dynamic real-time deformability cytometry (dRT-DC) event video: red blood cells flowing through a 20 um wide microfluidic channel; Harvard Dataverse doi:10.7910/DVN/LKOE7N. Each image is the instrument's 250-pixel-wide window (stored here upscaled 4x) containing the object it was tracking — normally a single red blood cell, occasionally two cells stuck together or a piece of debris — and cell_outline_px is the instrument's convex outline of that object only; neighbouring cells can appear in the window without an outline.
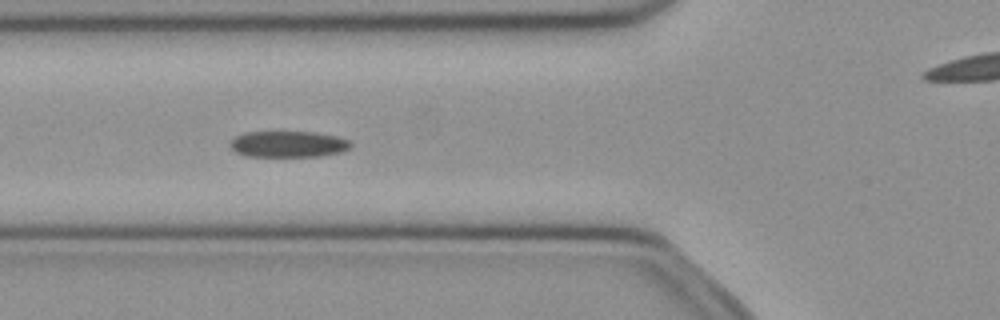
{"species": "common noctule bat (a hibernating species)", "species_latin": "Nyctalus noctula", "temperature_condition": "cold", "stored_images_in_passage": 33, "camera_frame_rate_fps": 3000, "um_per_image_px": 0.085, "animal": {"sex": "female", "body_mass_g": 21.9}, "frame": {"image": 1, "passage_image": 6, "time_ms": 1.667, "image_size_px": [1000, 320], "cell_outline_px": [[352, 144], [348, 148], [340, 152], [320, 156], [244, 156], [236, 152], [228, 144], [236, 136], [244, 132], [316, 132], [336, 136], [348, 140]], "centroid_in_image_um": [24.47, 12.25], "position_along_channel_um": 101.3, "area_um2": 18.32}}
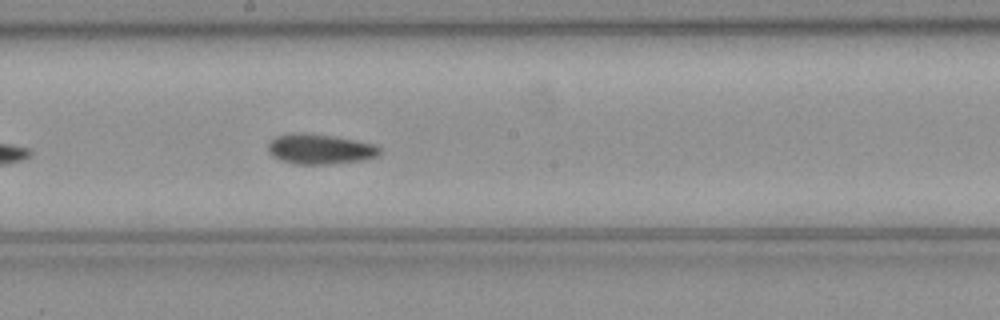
{"frame": {"image": 2, "passage_image": 15, "time_ms": 4.667, "image_size_px": [1000, 320], "cell_outline_px": [[384, 152], [380, 156], [368, 160], [328, 164], [296, 164], [280, 160], [272, 156], [268, 152], [268, 144], [276, 136], [292, 132], [304, 132], [332, 136], [356, 140], [376, 144]], "centroid_in_image_um": [27.26, 12.67], "position_along_channel_um": 220.9, "area_um2": 20.06}}
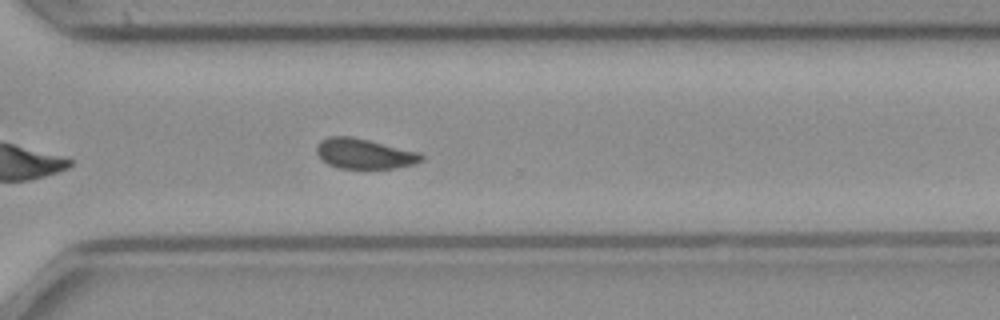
{"frame": {"image": 3, "passage_image": 24, "time_ms": 7.667, "image_size_px": [1000, 320], "cell_outline_px": [[424, 160], [416, 164], [396, 168], [340, 168], [328, 164], [316, 152], [316, 144], [320, 140], [328, 136], [352, 136], [420, 152], [424, 156]], "centroid_in_image_um": [30.99, 13.05], "position_along_channel_um": 339.6, "area_um2": 18.55}, "authors_computed_cell_mechanics": {"area_um2": 19.0162, "velocity_mm_per_s": 3.9681, "shape_relaxation_time_tau1_ms": 3.9997, "shape_relaxation_time_tau2_ms": 4.2785, "deformation_change_tau1": 0.1095, "deformation_change_tau2": 0.1076}}